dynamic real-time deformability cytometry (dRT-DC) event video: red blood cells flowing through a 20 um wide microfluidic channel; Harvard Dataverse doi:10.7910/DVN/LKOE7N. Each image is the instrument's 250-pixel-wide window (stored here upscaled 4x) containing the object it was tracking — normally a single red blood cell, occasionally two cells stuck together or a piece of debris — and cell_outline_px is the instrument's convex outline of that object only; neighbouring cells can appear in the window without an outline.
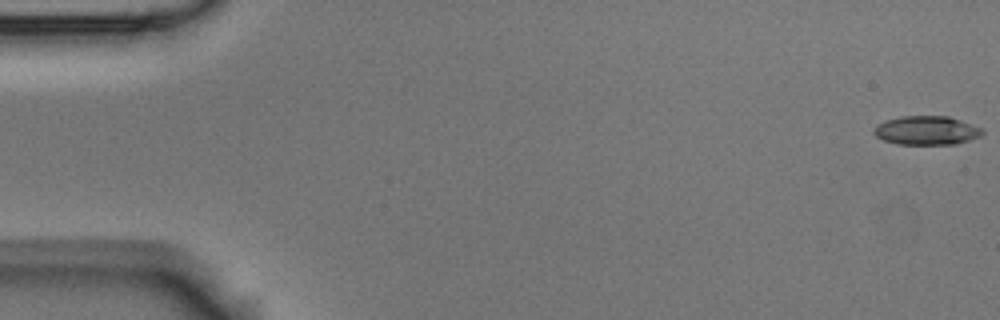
{"species": "Egyptian fruit bat (a non-hibernating species)", "species_latin": "Rousettus aegyptiacus", "temperature_condition": "room temperature", "stored_images_in_passage": 8, "camera_frame_rate_fps": 3000, "um_per_image_px": 0.085, "animal": {"sex": "male"}, "frame": {"image": 1, "passage_image": 1, "time_ms": 0.0, "image_size_px": [1000, 320], "cell_outline_px": [[984, 132], [980, 136], [956, 144], [896, 144], [884, 140], [876, 136], [872, 132], [872, 128], [876, 124], [884, 120], [900, 116], [948, 116], [984, 128]], "centroid_in_image_um": [78.72, 11.08], "position_along_channel_um": 6.3, "area_um2": 18.44}}
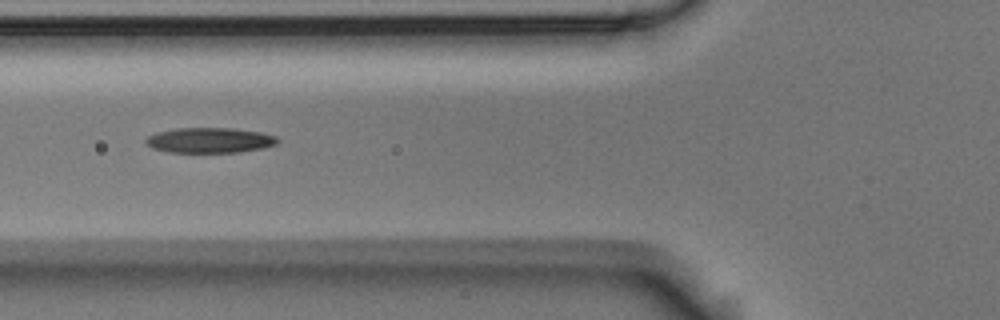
{"frame": {"image": 2, "passage_image": 6, "time_ms": 1.667, "image_size_px": [1000, 320], "cell_outline_px": [[280, 140], [276, 144], [264, 148], [240, 152], [168, 152], [152, 148], [144, 140], [148, 136], [156, 132], [176, 128], [232, 128], [260, 132], [276, 136]], "centroid_in_image_um": [17.84, 11.92], "position_along_channel_um": 108.0, "area_um2": 19.42}}
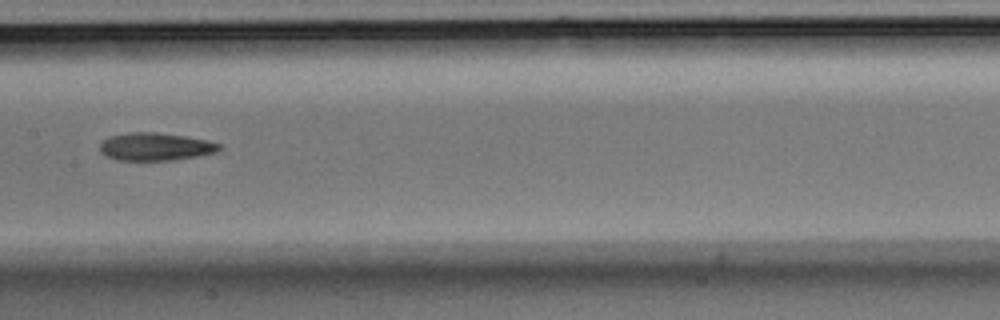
{"frame": {"image": 3, "passage_image": 8, "time_ms": 2.333, "image_size_px": [1000, 320], "cell_outline_px": [[220, 152], [200, 156], [172, 160], [116, 160], [104, 156], [100, 152], [100, 144], [108, 136], [128, 132], [156, 132], [184, 136], [208, 140], [220, 144]], "centroid_in_image_um": [13.21, 12.47], "position_along_channel_um": 194.2, "area_um2": 19.59}}